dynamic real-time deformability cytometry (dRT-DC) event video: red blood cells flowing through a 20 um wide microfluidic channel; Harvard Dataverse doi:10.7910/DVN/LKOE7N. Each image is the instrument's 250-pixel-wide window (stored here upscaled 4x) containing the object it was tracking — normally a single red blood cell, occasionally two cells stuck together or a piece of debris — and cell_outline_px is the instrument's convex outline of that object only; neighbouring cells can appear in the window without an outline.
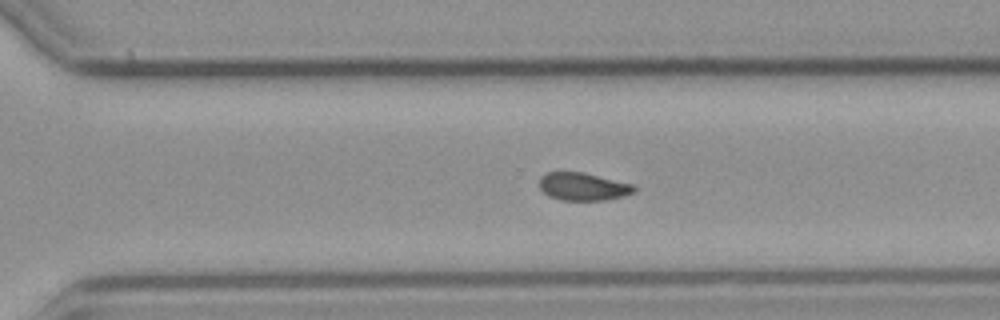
{"species": "common noctule bat (a hibernating species)", "species_latin": "Nyctalus noctula", "temperature_condition": "cold", "stored_images_in_passage": 43, "camera_frame_rate_fps": 3000, "um_per_image_px": 0.085, "animal": {"sex": "male", "body_mass_g": 23.1, "forearm_length_mm": 52.7}, "frame": {"image": 1, "passage_image": 25, "time_ms": 8.0, "image_size_px": [1000, 320], "cell_outline_px": [[636, 192], [624, 196], [604, 200], [560, 200], [548, 196], [540, 188], [540, 176], [548, 172], [580, 172], [632, 184], [636, 188]], "centroid_in_image_um": [49.55, 15.87], "position_along_channel_um": 321.1, "area_um2": 15.2}}
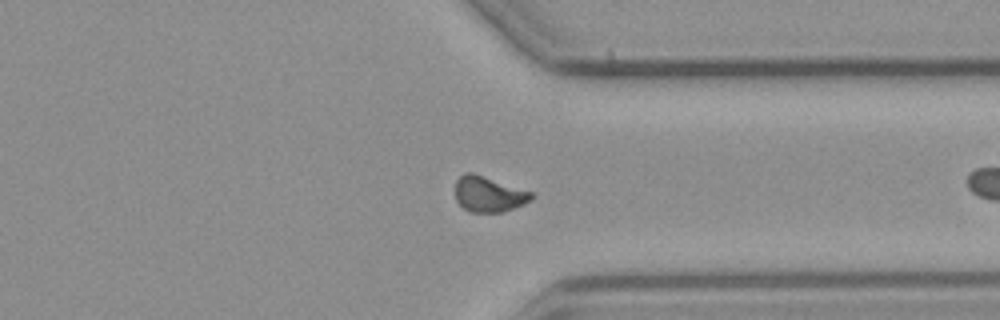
{"frame": {"image": 2, "passage_image": 29, "time_ms": 9.333, "image_size_px": [1000, 320], "cell_outline_px": [[536, 196], [532, 200], [524, 204], [500, 212], [468, 212], [456, 200], [456, 180], [464, 172], [472, 172], [532, 192]], "centroid_in_image_um": [41.54, 16.5], "position_along_channel_um": 369.9, "area_um2": 15.72}}